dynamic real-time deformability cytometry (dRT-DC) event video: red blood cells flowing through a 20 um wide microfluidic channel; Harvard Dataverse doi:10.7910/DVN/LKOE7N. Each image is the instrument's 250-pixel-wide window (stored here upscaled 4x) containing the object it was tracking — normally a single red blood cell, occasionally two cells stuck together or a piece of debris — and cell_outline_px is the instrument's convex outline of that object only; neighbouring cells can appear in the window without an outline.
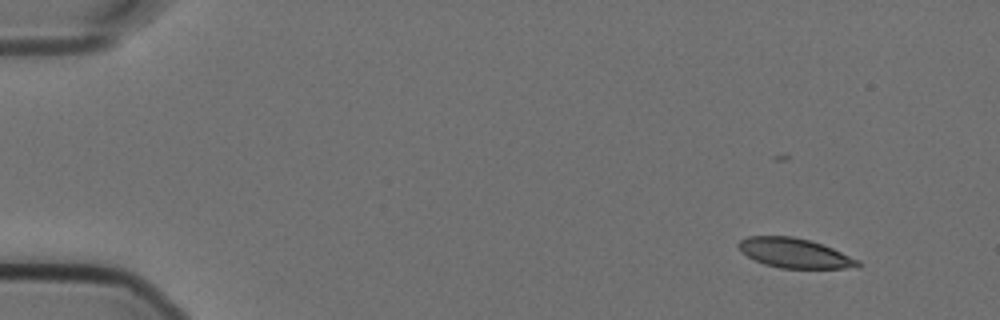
{"species": "Egyptian fruit bat (a non-hibernating species)", "species_latin": "Rousettus aegyptiacus", "temperature_condition": "cold", "stored_images_in_passage": 14, "camera_frame_rate_fps": 3000, "um_per_image_px": 0.085, "animal": {"sex": "female"}, "frame": {"image": 1, "passage_image": 1, "time_ms": 0.0, "image_size_px": [1000, 320], "cell_outline_px": [[860, 268], [780, 268], [764, 264], [740, 252], [736, 244], [740, 240], [748, 236], [792, 236], [808, 240], [832, 248], [860, 260]], "centroid_in_image_um": [67.53, 21.51], "position_along_channel_um": 17.5, "area_um2": 20.58}}
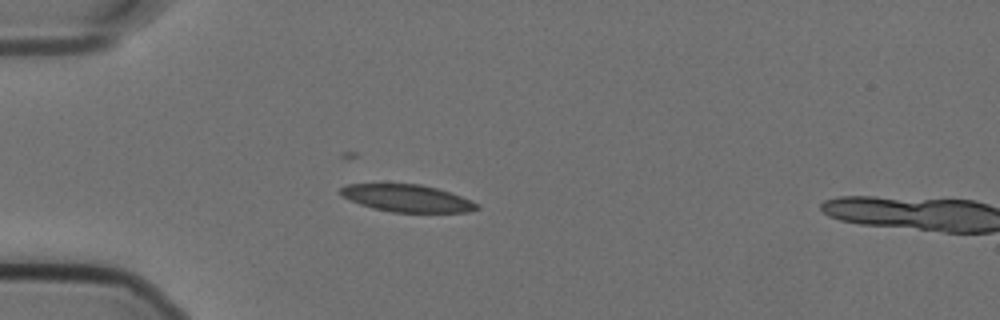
{"frame": {"image": 2, "passage_image": 12, "time_ms": 3.667, "image_size_px": [1000, 320], "cell_outline_px": [[480, 208], [468, 212], [392, 212], [372, 208], [360, 204], [340, 196], [340, 188], [348, 184], [420, 184], [436, 188], [472, 200]], "centroid_in_image_um": [34.57, 16.85], "position_along_channel_um": 50.4, "area_um2": 21.5}}